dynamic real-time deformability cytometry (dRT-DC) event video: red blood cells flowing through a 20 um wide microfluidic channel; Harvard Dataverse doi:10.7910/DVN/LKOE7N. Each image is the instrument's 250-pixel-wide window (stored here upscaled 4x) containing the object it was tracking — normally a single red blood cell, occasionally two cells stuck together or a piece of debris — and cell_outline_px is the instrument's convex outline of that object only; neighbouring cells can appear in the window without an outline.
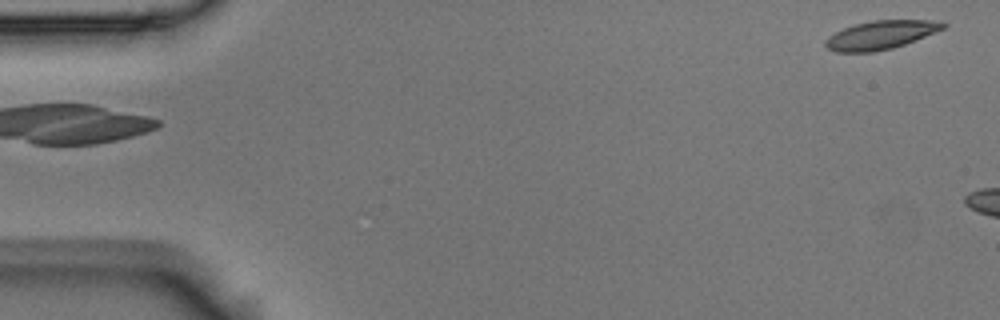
{"species": "Egyptian fruit bat (a non-hibernating species)", "species_latin": "Rousettus aegyptiacus", "temperature_condition": "room temperature", "stored_images_in_passage": 6, "camera_frame_rate_fps": 3000, "um_per_image_px": 0.085, "animal": {"sex": "male"}, "frame": {"image": 1, "passage_image": 1, "time_ms": 0.0, "image_size_px": [1000, 320], "cell_outline_px": [[948, 24], [944, 28], [904, 44], [892, 48], [872, 52], [836, 52], [828, 48], [824, 44], [824, 40], [828, 36], [852, 24], [872, 20], [928, 20]], "centroid_in_image_um": [74.79, 2.97], "position_along_channel_um": 10.2, "area_um2": 19.36}}
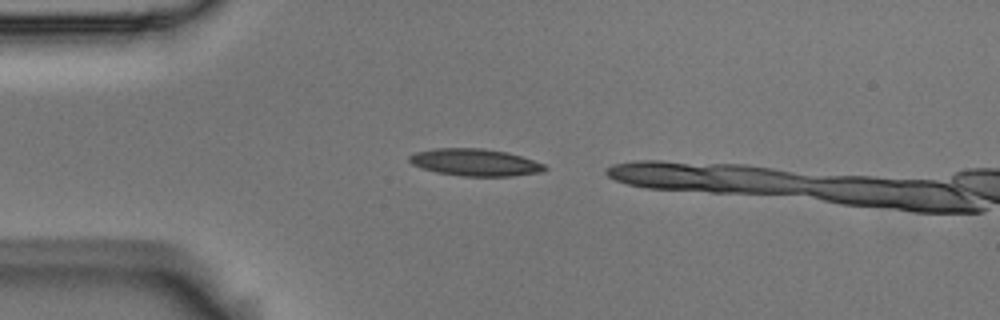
{"frame": {"image": 2, "passage_image": 6, "time_ms": 1.667, "image_size_px": [1000, 320], "cell_outline_px": [[548, 168], [544, 172], [512, 176], [464, 176], [436, 172], [412, 164], [408, 160], [408, 156], [416, 152], [436, 148], [484, 148], [504, 152], [520, 156], [544, 164]], "centroid_in_image_um": [40.39, 13.8], "position_along_channel_um": 44.6, "area_um2": 21.27}}